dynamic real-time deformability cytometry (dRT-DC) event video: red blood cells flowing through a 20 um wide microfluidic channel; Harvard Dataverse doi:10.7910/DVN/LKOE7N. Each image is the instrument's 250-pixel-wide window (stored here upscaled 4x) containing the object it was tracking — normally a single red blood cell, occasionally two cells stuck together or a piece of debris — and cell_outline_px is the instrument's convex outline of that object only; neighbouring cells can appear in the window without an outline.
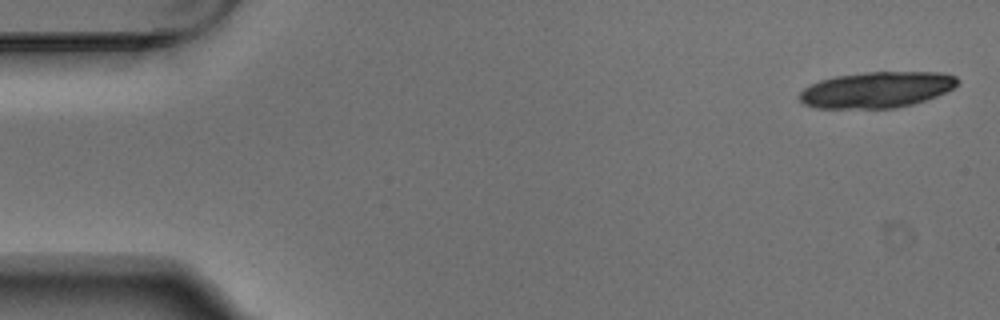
{"species": "Egyptian fruit bat (a non-hibernating species)", "species_latin": "Rousettus aegyptiacus", "temperature_condition": "warm", "stored_images_in_passage": 6, "camera_frame_rate_fps": 3000, "um_per_image_px": 0.085, "animal": {"sex": "male"}, "frame": {"image": 1, "passage_image": 1, "time_ms": 0.0, "image_size_px": [1000, 320], "cell_outline_px": [[960, 80], [952, 88], [936, 96], [912, 104], [896, 108], [816, 108], [804, 104], [800, 100], [800, 92], [804, 88], [820, 80], [836, 76], [864, 72], [944, 72], [956, 76]], "centroid_in_image_um": [74.52, 7.62], "position_along_channel_um": 10.5, "area_um2": 33.06}}